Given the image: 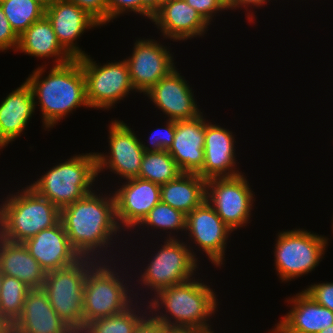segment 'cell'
Listing matches in <instances>:
<instances>
[{"label": "cell", "mask_w": 333, "mask_h": 333, "mask_svg": "<svg viewBox=\"0 0 333 333\" xmlns=\"http://www.w3.org/2000/svg\"><path fill=\"white\" fill-rule=\"evenodd\" d=\"M18 51L39 59L54 57L53 65H63L74 59L59 43L45 15L19 36Z\"/></svg>", "instance_id": "d4e9b609"}, {"label": "cell", "mask_w": 333, "mask_h": 333, "mask_svg": "<svg viewBox=\"0 0 333 333\" xmlns=\"http://www.w3.org/2000/svg\"><path fill=\"white\" fill-rule=\"evenodd\" d=\"M205 117L175 121V137L167 150L182 173L198 174L204 164Z\"/></svg>", "instance_id": "44dd1931"}, {"label": "cell", "mask_w": 333, "mask_h": 333, "mask_svg": "<svg viewBox=\"0 0 333 333\" xmlns=\"http://www.w3.org/2000/svg\"><path fill=\"white\" fill-rule=\"evenodd\" d=\"M202 280L193 277L159 290L147 302L149 312L169 328L212 329L210 319L218 312L219 302L216 292Z\"/></svg>", "instance_id": "3957f363"}, {"label": "cell", "mask_w": 333, "mask_h": 333, "mask_svg": "<svg viewBox=\"0 0 333 333\" xmlns=\"http://www.w3.org/2000/svg\"><path fill=\"white\" fill-rule=\"evenodd\" d=\"M33 1L39 3L46 10L54 0H33Z\"/></svg>", "instance_id": "f6af8a7d"}, {"label": "cell", "mask_w": 333, "mask_h": 333, "mask_svg": "<svg viewBox=\"0 0 333 333\" xmlns=\"http://www.w3.org/2000/svg\"><path fill=\"white\" fill-rule=\"evenodd\" d=\"M96 178V154L90 152L57 163L29 186L61 210L93 192Z\"/></svg>", "instance_id": "8992f818"}, {"label": "cell", "mask_w": 333, "mask_h": 333, "mask_svg": "<svg viewBox=\"0 0 333 333\" xmlns=\"http://www.w3.org/2000/svg\"><path fill=\"white\" fill-rule=\"evenodd\" d=\"M151 22L165 39L186 41L204 36L209 24L185 0H167L155 13Z\"/></svg>", "instance_id": "ffe728a7"}, {"label": "cell", "mask_w": 333, "mask_h": 333, "mask_svg": "<svg viewBox=\"0 0 333 333\" xmlns=\"http://www.w3.org/2000/svg\"><path fill=\"white\" fill-rule=\"evenodd\" d=\"M271 0H233V2L227 7L229 10H237L238 8H244L246 11H248L249 8H253L254 6L257 8L263 7V5H267V2ZM253 6V7H252Z\"/></svg>", "instance_id": "ab89813d"}, {"label": "cell", "mask_w": 333, "mask_h": 333, "mask_svg": "<svg viewBox=\"0 0 333 333\" xmlns=\"http://www.w3.org/2000/svg\"><path fill=\"white\" fill-rule=\"evenodd\" d=\"M176 67L161 78L147 93L155 105L169 120L183 121L197 118L201 112L195 101L194 91Z\"/></svg>", "instance_id": "2e32d148"}, {"label": "cell", "mask_w": 333, "mask_h": 333, "mask_svg": "<svg viewBox=\"0 0 333 333\" xmlns=\"http://www.w3.org/2000/svg\"><path fill=\"white\" fill-rule=\"evenodd\" d=\"M97 193L94 190L62 208L60 220L71 246L81 258L115 262L119 259L113 257L117 256L115 253L109 254L112 253L110 247H114L122 230L116 221L114 196L112 192Z\"/></svg>", "instance_id": "6da1fadb"}, {"label": "cell", "mask_w": 333, "mask_h": 333, "mask_svg": "<svg viewBox=\"0 0 333 333\" xmlns=\"http://www.w3.org/2000/svg\"><path fill=\"white\" fill-rule=\"evenodd\" d=\"M2 277H3V274H2V272L0 271V291H1V282H2Z\"/></svg>", "instance_id": "681fc988"}, {"label": "cell", "mask_w": 333, "mask_h": 333, "mask_svg": "<svg viewBox=\"0 0 333 333\" xmlns=\"http://www.w3.org/2000/svg\"><path fill=\"white\" fill-rule=\"evenodd\" d=\"M45 16L50 21L61 46L74 59L87 55L78 47L77 39L86 30L100 27L91 16L74 3L63 0H54L45 10Z\"/></svg>", "instance_id": "ac0fdd59"}, {"label": "cell", "mask_w": 333, "mask_h": 333, "mask_svg": "<svg viewBox=\"0 0 333 333\" xmlns=\"http://www.w3.org/2000/svg\"><path fill=\"white\" fill-rule=\"evenodd\" d=\"M125 181L112 193L117 224L122 231L129 230L126 231L128 234L136 230L150 210L161 201V185L138 177Z\"/></svg>", "instance_id": "9a60e30c"}, {"label": "cell", "mask_w": 333, "mask_h": 333, "mask_svg": "<svg viewBox=\"0 0 333 333\" xmlns=\"http://www.w3.org/2000/svg\"><path fill=\"white\" fill-rule=\"evenodd\" d=\"M47 272L74 265L81 256L71 246L61 220L23 243Z\"/></svg>", "instance_id": "d6986e66"}, {"label": "cell", "mask_w": 333, "mask_h": 333, "mask_svg": "<svg viewBox=\"0 0 333 333\" xmlns=\"http://www.w3.org/2000/svg\"><path fill=\"white\" fill-rule=\"evenodd\" d=\"M19 45V37L12 30L7 17L0 5V52L8 51L9 49L17 51Z\"/></svg>", "instance_id": "74e56055"}, {"label": "cell", "mask_w": 333, "mask_h": 333, "mask_svg": "<svg viewBox=\"0 0 333 333\" xmlns=\"http://www.w3.org/2000/svg\"><path fill=\"white\" fill-rule=\"evenodd\" d=\"M303 291L318 304L333 312V282L314 283Z\"/></svg>", "instance_id": "e575fe53"}, {"label": "cell", "mask_w": 333, "mask_h": 333, "mask_svg": "<svg viewBox=\"0 0 333 333\" xmlns=\"http://www.w3.org/2000/svg\"><path fill=\"white\" fill-rule=\"evenodd\" d=\"M274 245V264L282 282L315 270L325 255L328 237L305 229L279 231Z\"/></svg>", "instance_id": "ba28073f"}, {"label": "cell", "mask_w": 333, "mask_h": 333, "mask_svg": "<svg viewBox=\"0 0 333 333\" xmlns=\"http://www.w3.org/2000/svg\"><path fill=\"white\" fill-rule=\"evenodd\" d=\"M232 232L206 200L186 215L185 236L191 239L189 244L195 243V248L205 252L216 268L226 261L227 240Z\"/></svg>", "instance_id": "5bb4252c"}, {"label": "cell", "mask_w": 333, "mask_h": 333, "mask_svg": "<svg viewBox=\"0 0 333 333\" xmlns=\"http://www.w3.org/2000/svg\"><path fill=\"white\" fill-rule=\"evenodd\" d=\"M5 199L0 203V237L5 240L24 243L60 221L61 210L29 185Z\"/></svg>", "instance_id": "277c9868"}, {"label": "cell", "mask_w": 333, "mask_h": 333, "mask_svg": "<svg viewBox=\"0 0 333 333\" xmlns=\"http://www.w3.org/2000/svg\"><path fill=\"white\" fill-rule=\"evenodd\" d=\"M181 173L169 152L161 150L144 153L138 178L162 185L176 179Z\"/></svg>", "instance_id": "f546056e"}, {"label": "cell", "mask_w": 333, "mask_h": 333, "mask_svg": "<svg viewBox=\"0 0 333 333\" xmlns=\"http://www.w3.org/2000/svg\"><path fill=\"white\" fill-rule=\"evenodd\" d=\"M97 262L91 258H81L74 265L47 272L42 286L57 315L76 333L83 329L86 275Z\"/></svg>", "instance_id": "9c48e42d"}, {"label": "cell", "mask_w": 333, "mask_h": 333, "mask_svg": "<svg viewBox=\"0 0 333 333\" xmlns=\"http://www.w3.org/2000/svg\"><path fill=\"white\" fill-rule=\"evenodd\" d=\"M235 137L229 129L205 119L204 164L198 173L203 179L234 177L237 170Z\"/></svg>", "instance_id": "e0dca14e"}, {"label": "cell", "mask_w": 333, "mask_h": 333, "mask_svg": "<svg viewBox=\"0 0 333 333\" xmlns=\"http://www.w3.org/2000/svg\"><path fill=\"white\" fill-rule=\"evenodd\" d=\"M0 271L15 277L31 289H41L46 271L39 265L23 243H15L0 237Z\"/></svg>", "instance_id": "cb8c5ba5"}, {"label": "cell", "mask_w": 333, "mask_h": 333, "mask_svg": "<svg viewBox=\"0 0 333 333\" xmlns=\"http://www.w3.org/2000/svg\"><path fill=\"white\" fill-rule=\"evenodd\" d=\"M137 227V231H140L138 230L140 228L142 230H145V228H147V230H149V228H151L152 230L156 229L155 231L160 229L159 231H164L165 235L166 233H169L164 238L175 239L179 234V231H181V234L182 232L185 233L184 231L186 229V215L183 212L174 209L168 204L160 201L150 210L148 215ZM175 233H177V235Z\"/></svg>", "instance_id": "f1b7e54d"}, {"label": "cell", "mask_w": 333, "mask_h": 333, "mask_svg": "<svg viewBox=\"0 0 333 333\" xmlns=\"http://www.w3.org/2000/svg\"><path fill=\"white\" fill-rule=\"evenodd\" d=\"M108 135V155L96 152L98 175L106 169L124 180L139 176L145 151L134 130L123 120H112Z\"/></svg>", "instance_id": "7c38bea8"}, {"label": "cell", "mask_w": 333, "mask_h": 333, "mask_svg": "<svg viewBox=\"0 0 333 333\" xmlns=\"http://www.w3.org/2000/svg\"><path fill=\"white\" fill-rule=\"evenodd\" d=\"M0 5L18 37L45 15V9L33 0H0Z\"/></svg>", "instance_id": "1f68e13d"}, {"label": "cell", "mask_w": 333, "mask_h": 333, "mask_svg": "<svg viewBox=\"0 0 333 333\" xmlns=\"http://www.w3.org/2000/svg\"><path fill=\"white\" fill-rule=\"evenodd\" d=\"M169 329L148 312L135 326L133 333H169Z\"/></svg>", "instance_id": "f35d334b"}, {"label": "cell", "mask_w": 333, "mask_h": 333, "mask_svg": "<svg viewBox=\"0 0 333 333\" xmlns=\"http://www.w3.org/2000/svg\"><path fill=\"white\" fill-rule=\"evenodd\" d=\"M210 25L217 13L228 8L221 0H185Z\"/></svg>", "instance_id": "d590c367"}, {"label": "cell", "mask_w": 333, "mask_h": 333, "mask_svg": "<svg viewBox=\"0 0 333 333\" xmlns=\"http://www.w3.org/2000/svg\"><path fill=\"white\" fill-rule=\"evenodd\" d=\"M5 147H6V145L0 140V151H1V149L5 148Z\"/></svg>", "instance_id": "c3c4849f"}, {"label": "cell", "mask_w": 333, "mask_h": 333, "mask_svg": "<svg viewBox=\"0 0 333 333\" xmlns=\"http://www.w3.org/2000/svg\"><path fill=\"white\" fill-rule=\"evenodd\" d=\"M31 288L21 280L3 275L0 291V317L12 325L21 315Z\"/></svg>", "instance_id": "4dcf8cb0"}, {"label": "cell", "mask_w": 333, "mask_h": 333, "mask_svg": "<svg viewBox=\"0 0 333 333\" xmlns=\"http://www.w3.org/2000/svg\"><path fill=\"white\" fill-rule=\"evenodd\" d=\"M108 6L109 23L127 12L143 16V0H108Z\"/></svg>", "instance_id": "8d00e7d4"}, {"label": "cell", "mask_w": 333, "mask_h": 333, "mask_svg": "<svg viewBox=\"0 0 333 333\" xmlns=\"http://www.w3.org/2000/svg\"><path fill=\"white\" fill-rule=\"evenodd\" d=\"M160 41L138 38L133 52L125 58L135 93H147L161 78L176 68L174 56Z\"/></svg>", "instance_id": "4fadbf2b"}, {"label": "cell", "mask_w": 333, "mask_h": 333, "mask_svg": "<svg viewBox=\"0 0 333 333\" xmlns=\"http://www.w3.org/2000/svg\"><path fill=\"white\" fill-rule=\"evenodd\" d=\"M177 238H165L163 244L156 249V253H152L148 258V264L144 267L143 272L141 268L140 276H138L134 283V289L137 285L144 287L151 296L155 295L159 290L170 287L175 284L182 283L195 277L199 266V257L187 242H183ZM153 257V258H152ZM145 270V271H144ZM149 289V290H148ZM154 292V293H153Z\"/></svg>", "instance_id": "52a82bcc"}, {"label": "cell", "mask_w": 333, "mask_h": 333, "mask_svg": "<svg viewBox=\"0 0 333 333\" xmlns=\"http://www.w3.org/2000/svg\"><path fill=\"white\" fill-rule=\"evenodd\" d=\"M116 265L114 261H98L88 271L83 294V328L98 318L122 313L139 298L140 293L131 288L129 281H132Z\"/></svg>", "instance_id": "5b68a950"}, {"label": "cell", "mask_w": 333, "mask_h": 333, "mask_svg": "<svg viewBox=\"0 0 333 333\" xmlns=\"http://www.w3.org/2000/svg\"><path fill=\"white\" fill-rule=\"evenodd\" d=\"M164 128H157L150 133L148 145L141 142V146L145 152H154L168 150L173 143L175 137V121L167 119ZM150 146V147H149Z\"/></svg>", "instance_id": "d6a6232c"}, {"label": "cell", "mask_w": 333, "mask_h": 333, "mask_svg": "<svg viewBox=\"0 0 333 333\" xmlns=\"http://www.w3.org/2000/svg\"><path fill=\"white\" fill-rule=\"evenodd\" d=\"M45 68L46 64L38 66L25 81L32 89L35 108L36 105L40 106L43 129L46 131L76 108L90 106L86 98L85 76L78 58L63 65H53L46 77L43 75Z\"/></svg>", "instance_id": "7a4b0ae2"}, {"label": "cell", "mask_w": 333, "mask_h": 333, "mask_svg": "<svg viewBox=\"0 0 333 333\" xmlns=\"http://www.w3.org/2000/svg\"><path fill=\"white\" fill-rule=\"evenodd\" d=\"M221 1L226 7H228L233 2V0H221Z\"/></svg>", "instance_id": "7dc6e473"}, {"label": "cell", "mask_w": 333, "mask_h": 333, "mask_svg": "<svg viewBox=\"0 0 333 333\" xmlns=\"http://www.w3.org/2000/svg\"><path fill=\"white\" fill-rule=\"evenodd\" d=\"M269 333H300L288 326L282 319L275 324L274 328Z\"/></svg>", "instance_id": "b9f144b4"}, {"label": "cell", "mask_w": 333, "mask_h": 333, "mask_svg": "<svg viewBox=\"0 0 333 333\" xmlns=\"http://www.w3.org/2000/svg\"><path fill=\"white\" fill-rule=\"evenodd\" d=\"M12 333H76L53 309L43 289H31Z\"/></svg>", "instance_id": "7402d4cb"}, {"label": "cell", "mask_w": 333, "mask_h": 333, "mask_svg": "<svg viewBox=\"0 0 333 333\" xmlns=\"http://www.w3.org/2000/svg\"><path fill=\"white\" fill-rule=\"evenodd\" d=\"M286 299L291 308L281 318L292 329L300 333H319L333 325V312L318 304L303 290Z\"/></svg>", "instance_id": "484cf974"}, {"label": "cell", "mask_w": 333, "mask_h": 333, "mask_svg": "<svg viewBox=\"0 0 333 333\" xmlns=\"http://www.w3.org/2000/svg\"><path fill=\"white\" fill-rule=\"evenodd\" d=\"M167 0H143V17L145 16L150 20L153 18L154 13L166 2Z\"/></svg>", "instance_id": "60d3db41"}, {"label": "cell", "mask_w": 333, "mask_h": 333, "mask_svg": "<svg viewBox=\"0 0 333 333\" xmlns=\"http://www.w3.org/2000/svg\"><path fill=\"white\" fill-rule=\"evenodd\" d=\"M206 182L196 173H181L161 185V201L188 215L206 200Z\"/></svg>", "instance_id": "4316f807"}, {"label": "cell", "mask_w": 333, "mask_h": 333, "mask_svg": "<svg viewBox=\"0 0 333 333\" xmlns=\"http://www.w3.org/2000/svg\"><path fill=\"white\" fill-rule=\"evenodd\" d=\"M85 76L86 98L90 108L111 110L129 93L135 92L126 61L97 64L90 55L78 58Z\"/></svg>", "instance_id": "30bf717a"}, {"label": "cell", "mask_w": 333, "mask_h": 333, "mask_svg": "<svg viewBox=\"0 0 333 333\" xmlns=\"http://www.w3.org/2000/svg\"><path fill=\"white\" fill-rule=\"evenodd\" d=\"M74 3L91 16L100 26L109 23L108 0H63Z\"/></svg>", "instance_id": "836d02e7"}, {"label": "cell", "mask_w": 333, "mask_h": 333, "mask_svg": "<svg viewBox=\"0 0 333 333\" xmlns=\"http://www.w3.org/2000/svg\"><path fill=\"white\" fill-rule=\"evenodd\" d=\"M35 109L32 89L26 81L0 102V140L6 146L23 134Z\"/></svg>", "instance_id": "603a6c76"}, {"label": "cell", "mask_w": 333, "mask_h": 333, "mask_svg": "<svg viewBox=\"0 0 333 333\" xmlns=\"http://www.w3.org/2000/svg\"><path fill=\"white\" fill-rule=\"evenodd\" d=\"M169 333H215L212 329L170 328Z\"/></svg>", "instance_id": "7bdbcfd3"}, {"label": "cell", "mask_w": 333, "mask_h": 333, "mask_svg": "<svg viewBox=\"0 0 333 333\" xmlns=\"http://www.w3.org/2000/svg\"><path fill=\"white\" fill-rule=\"evenodd\" d=\"M0 333H12L11 325L2 317H0Z\"/></svg>", "instance_id": "ee69618b"}, {"label": "cell", "mask_w": 333, "mask_h": 333, "mask_svg": "<svg viewBox=\"0 0 333 333\" xmlns=\"http://www.w3.org/2000/svg\"><path fill=\"white\" fill-rule=\"evenodd\" d=\"M244 172L234 177L211 178L206 182V201L233 231L250 223L255 193Z\"/></svg>", "instance_id": "8fae6325"}, {"label": "cell", "mask_w": 333, "mask_h": 333, "mask_svg": "<svg viewBox=\"0 0 333 333\" xmlns=\"http://www.w3.org/2000/svg\"><path fill=\"white\" fill-rule=\"evenodd\" d=\"M319 333H333V325L323 329Z\"/></svg>", "instance_id": "bcb514c9"}, {"label": "cell", "mask_w": 333, "mask_h": 333, "mask_svg": "<svg viewBox=\"0 0 333 333\" xmlns=\"http://www.w3.org/2000/svg\"><path fill=\"white\" fill-rule=\"evenodd\" d=\"M141 298H139L140 301L136 300L122 313L98 318L87 323L79 333H133L138 322L149 312L147 301H141L145 300L146 297ZM139 302L140 305H138ZM144 303L147 304V308L143 310L141 307L145 306Z\"/></svg>", "instance_id": "83f0119b"}]
</instances>
